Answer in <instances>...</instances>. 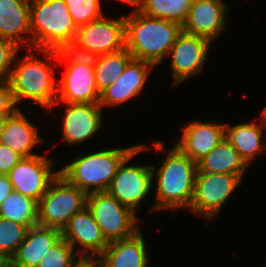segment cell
Returning a JSON list of instances; mask_svg holds the SVG:
<instances>
[{
    "label": "cell",
    "instance_id": "obj_25",
    "mask_svg": "<svg viewBox=\"0 0 266 267\" xmlns=\"http://www.w3.org/2000/svg\"><path fill=\"white\" fill-rule=\"evenodd\" d=\"M0 217L28 228L37 225L38 202L13 190L0 204Z\"/></svg>",
    "mask_w": 266,
    "mask_h": 267
},
{
    "label": "cell",
    "instance_id": "obj_30",
    "mask_svg": "<svg viewBox=\"0 0 266 267\" xmlns=\"http://www.w3.org/2000/svg\"><path fill=\"white\" fill-rule=\"evenodd\" d=\"M28 227L0 217V250L12 257L24 241Z\"/></svg>",
    "mask_w": 266,
    "mask_h": 267
},
{
    "label": "cell",
    "instance_id": "obj_41",
    "mask_svg": "<svg viewBox=\"0 0 266 267\" xmlns=\"http://www.w3.org/2000/svg\"><path fill=\"white\" fill-rule=\"evenodd\" d=\"M263 132H266V130L263 131ZM265 148H266V145H265L264 142H263V150H265Z\"/></svg>",
    "mask_w": 266,
    "mask_h": 267
},
{
    "label": "cell",
    "instance_id": "obj_1",
    "mask_svg": "<svg viewBox=\"0 0 266 267\" xmlns=\"http://www.w3.org/2000/svg\"><path fill=\"white\" fill-rule=\"evenodd\" d=\"M155 151L166 153L160 166L151 165L155 196L150 211L189 209L193 197L197 163L185 155L175 144L165 149L161 140L153 141ZM156 178V180H154ZM156 184H155V183Z\"/></svg>",
    "mask_w": 266,
    "mask_h": 267
},
{
    "label": "cell",
    "instance_id": "obj_24",
    "mask_svg": "<svg viewBox=\"0 0 266 267\" xmlns=\"http://www.w3.org/2000/svg\"><path fill=\"white\" fill-rule=\"evenodd\" d=\"M255 121L256 118L235 125L225 122V137L248 166L263 152L264 132Z\"/></svg>",
    "mask_w": 266,
    "mask_h": 267
},
{
    "label": "cell",
    "instance_id": "obj_21",
    "mask_svg": "<svg viewBox=\"0 0 266 267\" xmlns=\"http://www.w3.org/2000/svg\"><path fill=\"white\" fill-rule=\"evenodd\" d=\"M146 240L141 229L131 237L109 242L98 257L101 267H148Z\"/></svg>",
    "mask_w": 266,
    "mask_h": 267
},
{
    "label": "cell",
    "instance_id": "obj_35",
    "mask_svg": "<svg viewBox=\"0 0 266 267\" xmlns=\"http://www.w3.org/2000/svg\"><path fill=\"white\" fill-rule=\"evenodd\" d=\"M13 191L12 184L7 175H0V204Z\"/></svg>",
    "mask_w": 266,
    "mask_h": 267
},
{
    "label": "cell",
    "instance_id": "obj_10",
    "mask_svg": "<svg viewBox=\"0 0 266 267\" xmlns=\"http://www.w3.org/2000/svg\"><path fill=\"white\" fill-rule=\"evenodd\" d=\"M59 159L35 155L22 157L8 172L7 176L14 191L39 202L51 182L59 175Z\"/></svg>",
    "mask_w": 266,
    "mask_h": 267
},
{
    "label": "cell",
    "instance_id": "obj_12",
    "mask_svg": "<svg viewBox=\"0 0 266 267\" xmlns=\"http://www.w3.org/2000/svg\"><path fill=\"white\" fill-rule=\"evenodd\" d=\"M74 42L79 46L105 55L125 49V20L120 17L103 16L98 20L77 27Z\"/></svg>",
    "mask_w": 266,
    "mask_h": 267
},
{
    "label": "cell",
    "instance_id": "obj_14",
    "mask_svg": "<svg viewBox=\"0 0 266 267\" xmlns=\"http://www.w3.org/2000/svg\"><path fill=\"white\" fill-rule=\"evenodd\" d=\"M61 238L81 258H98L109 244L87 206L68 220L61 230Z\"/></svg>",
    "mask_w": 266,
    "mask_h": 267
},
{
    "label": "cell",
    "instance_id": "obj_4",
    "mask_svg": "<svg viewBox=\"0 0 266 267\" xmlns=\"http://www.w3.org/2000/svg\"><path fill=\"white\" fill-rule=\"evenodd\" d=\"M137 146L108 147L76 155L59 167V174L86 194L106 192L119 165Z\"/></svg>",
    "mask_w": 266,
    "mask_h": 267
},
{
    "label": "cell",
    "instance_id": "obj_29",
    "mask_svg": "<svg viewBox=\"0 0 266 267\" xmlns=\"http://www.w3.org/2000/svg\"><path fill=\"white\" fill-rule=\"evenodd\" d=\"M80 259L73 247L61 238L44 255L37 267H73Z\"/></svg>",
    "mask_w": 266,
    "mask_h": 267
},
{
    "label": "cell",
    "instance_id": "obj_28",
    "mask_svg": "<svg viewBox=\"0 0 266 267\" xmlns=\"http://www.w3.org/2000/svg\"><path fill=\"white\" fill-rule=\"evenodd\" d=\"M76 27L103 17L102 0H64Z\"/></svg>",
    "mask_w": 266,
    "mask_h": 267
},
{
    "label": "cell",
    "instance_id": "obj_34",
    "mask_svg": "<svg viewBox=\"0 0 266 267\" xmlns=\"http://www.w3.org/2000/svg\"><path fill=\"white\" fill-rule=\"evenodd\" d=\"M21 158L20 154L0 143V175H7Z\"/></svg>",
    "mask_w": 266,
    "mask_h": 267
},
{
    "label": "cell",
    "instance_id": "obj_27",
    "mask_svg": "<svg viewBox=\"0 0 266 267\" xmlns=\"http://www.w3.org/2000/svg\"><path fill=\"white\" fill-rule=\"evenodd\" d=\"M192 2L193 0H143L138 11L146 16L170 20L182 26Z\"/></svg>",
    "mask_w": 266,
    "mask_h": 267
},
{
    "label": "cell",
    "instance_id": "obj_20",
    "mask_svg": "<svg viewBox=\"0 0 266 267\" xmlns=\"http://www.w3.org/2000/svg\"><path fill=\"white\" fill-rule=\"evenodd\" d=\"M31 0H0V38L32 49L30 28Z\"/></svg>",
    "mask_w": 266,
    "mask_h": 267
},
{
    "label": "cell",
    "instance_id": "obj_22",
    "mask_svg": "<svg viewBox=\"0 0 266 267\" xmlns=\"http://www.w3.org/2000/svg\"><path fill=\"white\" fill-rule=\"evenodd\" d=\"M61 239V230L34 225L12 256V267H37L44 255Z\"/></svg>",
    "mask_w": 266,
    "mask_h": 267
},
{
    "label": "cell",
    "instance_id": "obj_38",
    "mask_svg": "<svg viewBox=\"0 0 266 267\" xmlns=\"http://www.w3.org/2000/svg\"><path fill=\"white\" fill-rule=\"evenodd\" d=\"M118 2L120 1L121 3H126L129 6H133V10H138L139 7L141 6L143 0H117Z\"/></svg>",
    "mask_w": 266,
    "mask_h": 267
},
{
    "label": "cell",
    "instance_id": "obj_23",
    "mask_svg": "<svg viewBox=\"0 0 266 267\" xmlns=\"http://www.w3.org/2000/svg\"><path fill=\"white\" fill-rule=\"evenodd\" d=\"M248 168L249 166L226 137L197 162V172L231 174L242 180Z\"/></svg>",
    "mask_w": 266,
    "mask_h": 267
},
{
    "label": "cell",
    "instance_id": "obj_16",
    "mask_svg": "<svg viewBox=\"0 0 266 267\" xmlns=\"http://www.w3.org/2000/svg\"><path fill=\"white\" fill-rule=\"evenodd\" d=\"M153 68L155 66L149 62L132 59L119 78L100 93V107H120L138 97L144 91Z\"/></svg>",
    "mask_w": 266,
    "mask_h": 267
},
{
    "label": "cell",
    "instance_id": "obj_7",
    "mask_svg": "<svg viewBox=\"0 0 266 267\" xmlns=\"http://www.w3.org/2000/svg\"><path fill=\"white\" fill-rule=\"evenodd\" d=\"M87 194L58 175L38 202V225L62 230L68 220L86 207Z\"/></svg>",
    "mask_w": 266,
    "mask_h": 267
},
{
    "label": "cell",
    "instance_id": "obj_40",
    "mask_svg": "<svg viewBox=\"0 0 266 267\" xmlns=\"http://www.w3.org/2000/svg\"><path fill=\"white\" fill-rule=\"evenodd\" d=\"M3 124H4V118H0V135L2 132Z\"/></svg>",
    "mask_w": 266,
    "mask_h": 267
},
{
    "label": "cell",
    "instance_id": "obj_6",
    "mask_svg": "<svg viewBox=\"0 0 266 267\" xmlns=\"http://www.w3.org/2000/svg\"><path fill=\"white\" fill-rule=\"evenodd\" d=\"M147 144H138L119 165L106 192L118 202L132 209L136 214L142 201L153 191L151 165L128 164L142 152L150 149ZM138 209V210H137Z\"/></svg>",
    "mask_w": 266,
    "mask_h": 267
},
{
    "label": "cell",
    "instance_id": "obj_9",
    "mask_svg": "<svg viewBox=\"0 0 266 267\" xmlns=\"http://www.w3.org/2000/svg\"><path fill=\"white\" fill-rule=\"evenodd\" d=\"M241 183L242 179L236 175L197 172L189 211L201 215L207 222L218 219L227 200Z\"/></svg>",
    "mask_w": 266,
    "mask_h": 267
},
{
    "label": "cell",
    "instance_id": "obj_3",
    "mask_svg": "<svg viewBox=\"0 0 266 267\" xmlns=\"http://www.w3.org/2000/svg\"><path fill=\"white\" fill-rule=\"evenodd\" d=\"M125 48L133 59L149 62L155 67L168 57L182 26L176 22L146 16L133 10L124 16Z\"/></svg>",
    "mask_w": 266,
    "mask_h": 267
},
{
    "label": "cell",
    "instance_id": "obj_33",
    "mask_svg": "<svg viewBox=\"0 0 266 267\" xmlns=\"http://www.w3.org/2000/svg\"><path fill=\"white\" fill-rule=\"evenodd\" d=\"M17 109L9 81H0V118L12 115Z\"/></svg>",
    "mask_w": 266,
    "mask_h": 267
},
{
    "label": "cell",
    "instance_id": "obj_37",
    "mask_svg": "<svg viewBox=\"0 0 266 267\" xmlns=\"http://www.w3.org/2000/svg\"><path fill=\"white\" fill-rule=\"evenodd\" d=\"M0 267H12V257L0 250Z\"/></svg>",
    "mask_w": 266,
    "mask_h": 267
},
{
    "label": "cell",
    "instance_id": "obj_8",
    "mask_svg": "<svg viewBox=\"0 0 266 267\" xmlns=\"http://www.w3.org/2000/svg\"><path fill=\"white\" fill-rule=\"evenodd\" d=\"M86 206L108 242L131 237L141 229L138 214L107 192L87 194Z\"/></svg>",
    "mask_w": 266,
    "mask_h": 267
},
{
    "label": "cell",
    "instance_id": "obj_36",
    "mask_svg": "<svg viewBox=\"0 0 266 267\" xmlns=\"http://www.w3.org/2000/svg\"><path fill=\"white\" fill-rule=\"evenodd\" d=\"M73 267H101L98 258H81Z\"/></svg>",
    "mask_w": 266,
    "mask_h": 267
},
{
    "label": "cell",
    "instance_id": "obj_13",
    "mask_svg": "<svg viewBox=\"0 0 266 267\" xmlns=\"http://www.w3.org/2000/svg\"><path fill=\"white\" fill-rule=\"evenodd\" d=\"M65 104L63 115L62 139L66 146H79L100 131L104 122L103 109L98 103H61L56 102L48 111ZM99 130V131H98Z\"/></svg>",
    "mask_w": 266,
    "mask_h": 267
},
{
    "label": "cell",
    "instance_id": "obj_17",
    "mask_svg": "<svg viewBox=\"0 0 266 267\" xmlns=\"http://www.w3.org/2000/svg\"><path fill=\"white\" fill-rule=\"evenodd\" d=\"M64 73L58 79L57 101L61 103H99L94 67L85 64H59Z\"/></svg>",
    "mask_w": 266,
    "mask_h": 267
},
{
    "label": "cell",
    "instance_id": "obj_19",
    "mask_svg": "<svg viewBox=\"0 0 266 267\" xmlns=\"http://www.w3.org/2000/svg\"><path fill=\"white\" fill-rule=\"evenodd\" d=\"M38 125L32 123L21 108L4 118L0 143L10 147L22 157L40 155L34 148L44 142Z\"/></svg>",
    "mask_w": 266,
    "mask_h": 267
},
{
    "label": "cell",
    "instance_id": "obj_11",
    "mask_svg": "<svg viewBox=\"0 0 266 267\" xmlns=\"http://www.w3.org/2000/svg\"><path fill=\"white\" fill-rule=\"evenodd\" d=\"M212 42L204 37L188 34L182 31L169 55L172 72L173 87L181 85L184 81L198 76L205 67Z\"/></svg>",
    "mask_w": 266,
    "mask_h": 267
},
{
    "label": "cell",
    "instance_id": "obj_18",
    "mask_svg": "<svg viewBox=\"0 0 266 267\" xmlns=\"http://www.w3.org/2000/svg\"><path fill=\"white\" fill-rule=\"evenodd\" d=\"M181 128L175 145L196 163L225 138V123L194 120Z\"/></svg>",
    "mask_w": 266,
    "mask_h": 267
},
{
    "label": "cell",
    "instance_id": "obj_32",
    "mask_svg": "<svg viewBox=\"0 0 266 267\" xmlns=\"http://www.w3.org/2000/svg\"><path fill=\"white\" fill-rule=\"evenodd\" d=\"M20 50L22 48L13 41L0 38V81L9 79L15 58Z\"/></svg>",
    "mask_w": 266,
    "mask_h": 267
},
{
    "label": "cell",
    "instance_id": "obj_31",
    "mask_svg": "<svg viewBox=\"0 0 266 267\" xmlns=\"http://www.w3.org/2000/svg\"><path fill=\"white\" fill-rule=\"evenodd\" d=\"M57 53L58 64H85L95 67L99 58L97 53L86 50L74 41L63 44Z\"/></svg>",
    "mask_w": 266,
    "mask_h": 267
},
{
    "label": "cell",
    "instance_id": "obj_39",
    "mask_svg": "<svg viewBox=\"0 0 266 267\" xmlns=\"http://www.w3.org/2000/svg\"><path fill=\"white\" fill-rule=\"evenodd\" d=\"M260 119L257 124L264 130H266V107L262 111H260V115H258Z\"/></svg>",
    "mask_w": 266,
    "mask_h": 267
},
{
    "label": "cell",
    "instance_id": "obj_26",
    "mask_svg": "<svg viewBox=\"0 0 266 267\" xmlns=\"http://www.w3.org/2000/svg\"><path fill=\"white\" fill-rule=\"evenodd\" d=\"M133 59L125 48L115 53L99 55L94 74L99 93L114 83Z\"/></svg>",
    "mask_w": 266,
    "mask_h": 267
},
{
    "label": "cell",
    "instance_id": "obj_2",
    "mask_svg": "<svg viewBox=\"0 0 266 267\" xmlns=\"http://www.w3.org/2000/svg\"><path fill=\"white\" fill-rule=\"evenodd\" d=\"M29 50L21 57L17 54L15 58L8 79L12 95L18 108H21L20 102L28 100L48 110L57 101L55 68L58 67V53L57 50L37 49V53L43 54L42 58L34 54L33 49Z\"/></svg>",
    "mask_w": 266,
    "mask_h": 267
},
{
    "label": "cell",
    "instance_id": "obj_5",
    "mask_svg": "<svg viewBox=\"0 0 266 267\" xmlns=\"http://www.w3.org/2000/svg\"><path fill=\"white\" fill-rule=\"evenodd\" d=\"M30 28L33 51L58 50L77 32L64 0H31Z\"/></svg>",
    "mask_w": 266,
    "mask_h": 267
},
{
    "label": "cell",
    "instance_id": "obj_15",
    "mask_svg": "<svg viewBox=\"0 0 266 267\" xmlns=\"http://www.w3.org/2000/svg\"><path fill=\"white\" fill-rule=\"evenodd\" d=\"M229 8L223 0H193L182 31L214 43L228 27Z\"/></svg>",
    "mask_w": 266,
    "mask_h": 267
}]
</instances>
